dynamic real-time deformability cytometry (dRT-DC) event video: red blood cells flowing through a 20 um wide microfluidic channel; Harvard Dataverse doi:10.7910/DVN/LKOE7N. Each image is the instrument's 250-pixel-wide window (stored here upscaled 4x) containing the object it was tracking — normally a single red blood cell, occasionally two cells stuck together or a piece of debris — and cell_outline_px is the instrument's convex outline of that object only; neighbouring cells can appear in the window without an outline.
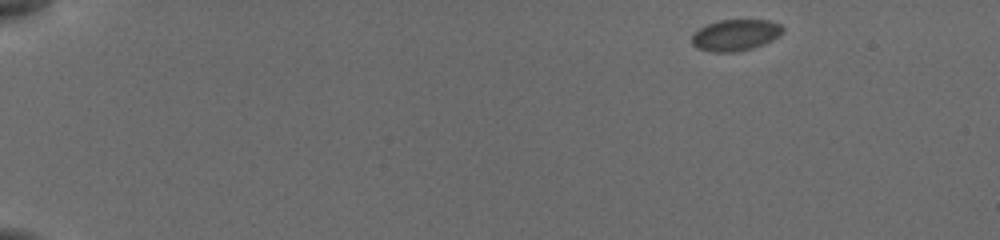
{"species": "common noctule bat (a hibernating species)", "species_latin": "Nyctalus noctula", "temperature_condition": "cold", "stored_images_in_passage": 42, "camera_frame_rate_fps": 3000, "um_per_image_px": 0.085, "animal": {"sex": "female", "body_mass_g": 19.5, "forearm_length_mm": 54.1}, "frame": {"image": 1, "passage_image": 1, "time_ms": 0.0, "image_size_px": [1000, 240], "cell_outline_px": [[784, 28], [780, 36], [772, 40], [752, 48], [732, 52], [716, 52], [696, 48], [692, 44], [692, 36], [700, 28], [708, 24], [720, 20], [768, 20], [780, 24]], "centroid_in_image_um": [62.53, 2.98], "position_along_channel_um": 22.5, "area_um2": 16.42}}
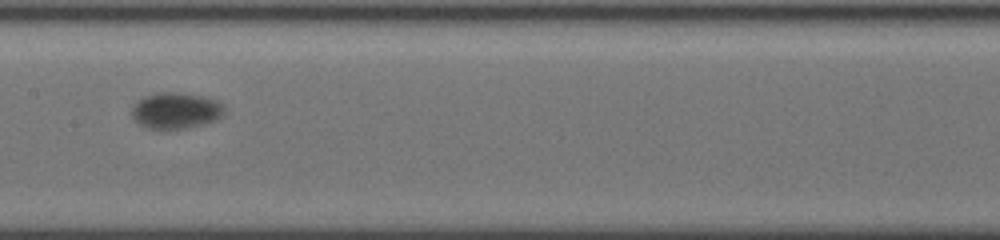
{"frame": {"image": 2, "passage_image": 19, "time_ms": 8.667, "image_size_px": [1000, 240], "cell_outline_px": [[224, 112], [220, 116], [212, 120], [188, 128], [148, 128], [140, 124], [132, 116], [132, 108], [144, 96], [156, 92], [176, 92], [204, 96], [216, 100], [224, 108]], "centroid_in_image_um": [14.92, 9.37], "position_along_channel_um": 192.5, "area_um2": 19.02}}
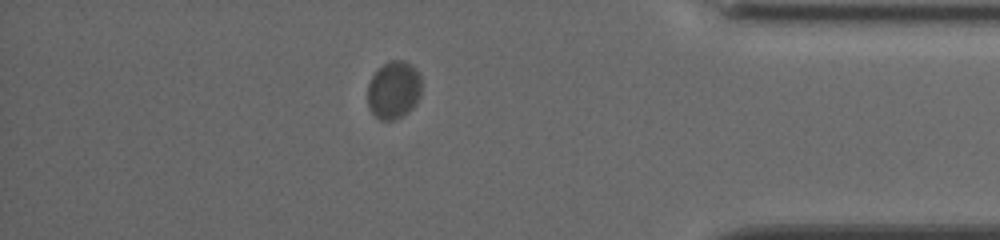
{"frame": {"image": 3, "passage_image": 36, "time_ms": 15.333, "image_size_px": [1000, 240], "cell_outline_px": [[420, 96], [416, 104], [408, 112], [392, 120], [380, 120], [368, 108], [368, 84], [372, 76], [384, 64], [392, 60], [404, 60], [416, 68], [420, 76]], "centroid_in_image_um": [33.47, 7.65], "position_along_channel_um": 401.7, "area_um2": 18.03}, "authors_computed_cell_mechanics": {"area_um2": 18.0047, "velocity_mm_per_s": 3.4866, "shape_relaxation_time_tau1_ms": 2.4248, "shape_relaxation_time_tau2_ms": null, "deformation_change_tau1": 0.0407, "deformation_change_tau2": null}}